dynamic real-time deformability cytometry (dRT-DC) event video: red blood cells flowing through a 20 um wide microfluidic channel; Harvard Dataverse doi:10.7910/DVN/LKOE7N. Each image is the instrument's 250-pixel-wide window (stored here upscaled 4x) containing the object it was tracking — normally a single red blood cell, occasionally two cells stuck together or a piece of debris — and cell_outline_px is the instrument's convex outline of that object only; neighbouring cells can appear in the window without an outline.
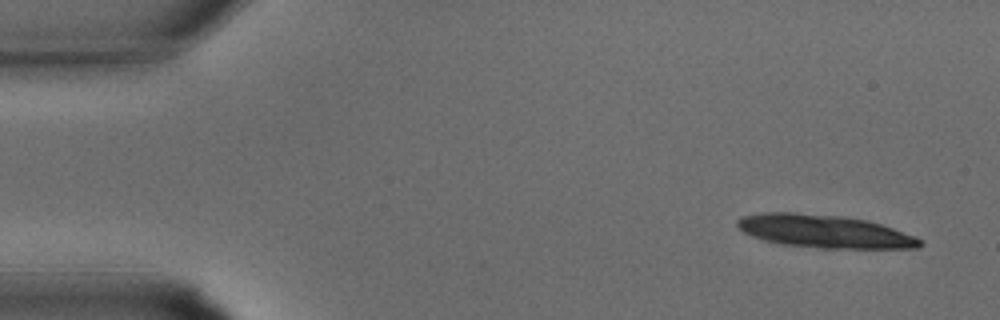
{"species": "common noctule bat (a hibernating species)", "species_latin": "Nyctalus noctula", "temperature_condition": "warm", "stored_images_in_passage": 18, "camera_frame_rate_fps": 3000, "um_per_image_px": 0.085, "animal": {"sex": "male", "body_mass_g": 15.6}, "frame": {"image": 1, "passage_image": 1, "time_ms": 0.0, "image_size_px": [1000, 320], "cell_outline_px": [[924, 244], [920, 248], [820, 248], [784, 244], [764, 240], [752, 236], [744, 232], [736, 224], [736, 220], [744, 216], [764, 212], [796, 212], [844, 216], [868, 220], [916, 236]], "centroid_in_image_um": [70.09, 19.66], "position_along_channel_um": 14.9, "area_um2": 35.08}}
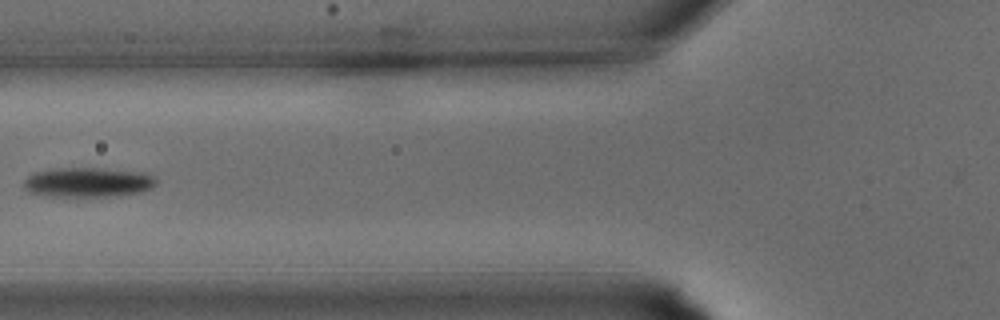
{"frame": {"image": 2, "passage_image": 12, "time_ms": 3.667, "image_size_px": [1000, 320], "cell_outline_px": [[156, 184], [152, 188], [144, 192], [116, 196], [52, 196], [28, 192], [24, 188], [24, 180], [28, 176], [36, 172], [60, 168], [96, 168], [140, 172], [152, 176], [156, 180]], "centroid_in_image_um": [7.49, 15.5], "position_along_channel_um": 118.3, "area_um2": 22.72}}
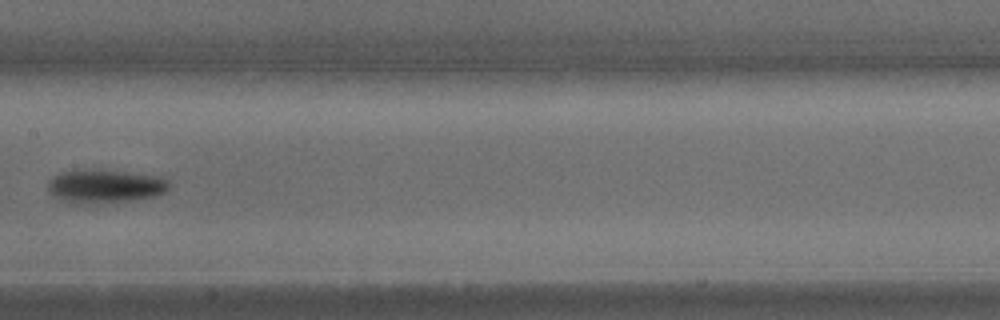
{"frame": {"image": 3, "passage_image": 16, "time_ms": 5.0, "image_size_px": [1000, 320], "cell_outline_px": [[168, 188], [164, 192], [156, 196], [128, 200], [84, 204], [68, 204], [52, 192], [48, 188], [48, 184], [52, 176], [60, 172], [76, 168], [104, 168], [160, 176], [168, 180]], "centroid_in_image_um": [8.9, 15.78], "position_along_channel_um": 198.5, "area_um2": 24.16}}